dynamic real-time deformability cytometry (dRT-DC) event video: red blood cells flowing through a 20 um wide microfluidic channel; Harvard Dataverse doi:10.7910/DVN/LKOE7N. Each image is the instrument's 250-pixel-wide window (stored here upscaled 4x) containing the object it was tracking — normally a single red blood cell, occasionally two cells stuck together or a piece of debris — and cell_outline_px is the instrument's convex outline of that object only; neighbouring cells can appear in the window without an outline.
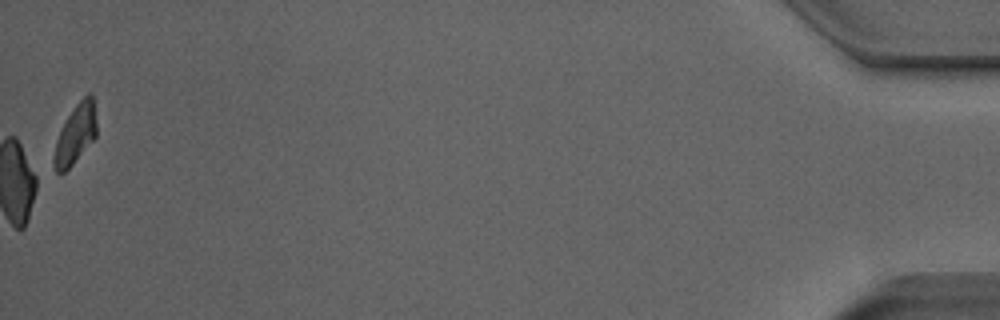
{"species": "Egyptian fruit bat (a non-hibernating species)", "species_latin": "Rousettus aegyptiacus", "temperature_condition": "room temperature", "stored_images_in_passage": 52, "camera_frame_rate_fps": 3000, "um_per_image_px": 0.085, "animal": {"sex": "male"}, "frame": {"image": 1, "passage_image": 52, "time_ms": 17.0, "image_size_px": [1000, 320], "cell_outline_px": [[96, 136], [72, 164], [64, 172], [56, 172], [52, 168], [52, 160], [56, 140], [68, 116], [76, 104], [88, 92], [92, 92], [96, 120]], "centroid_in_image_um": [6.4, 11.41], "position_along_channel_um": 428.8, "area_um2": 14.57}, "authors_computed_cell_mechanics": {"area_um2": 21.1548, "velocity_mm_per_s": 3.9802, "shape_relaxation_time_tau1_ms": 3.962, "shape_relaxation_time_tau2_ms": 1.7206, "deformation_change_tau1": 0.142, "deformation_change_tau2": 0.0818}}